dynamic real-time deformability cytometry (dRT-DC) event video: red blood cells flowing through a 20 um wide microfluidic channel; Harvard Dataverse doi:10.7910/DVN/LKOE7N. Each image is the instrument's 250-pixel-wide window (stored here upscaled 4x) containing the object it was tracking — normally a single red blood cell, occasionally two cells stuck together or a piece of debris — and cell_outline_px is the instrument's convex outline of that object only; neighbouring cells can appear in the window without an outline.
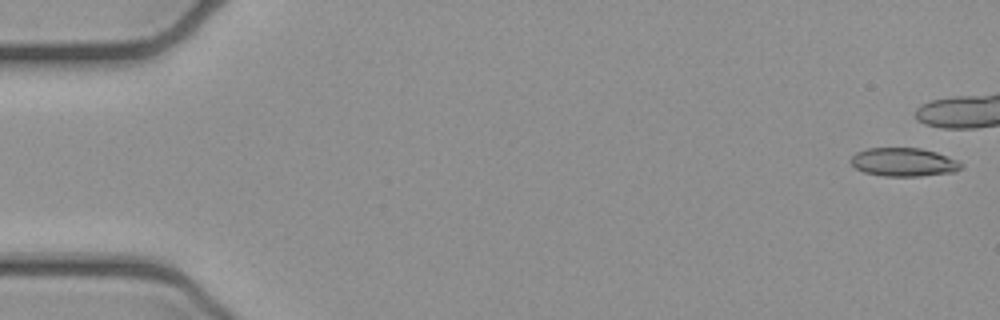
{"species": "common noctule bat (a hibernating species)", "species_latin": "Nyctalus noctula", "temperature_condition": "cold", "stored_images_in_passage": 7, "camera_frame_rate_fps": 3000, "um_per_image_px": 0.085, "animal": {"sex": "female", "body_mass_g": 21.9}, "frame": {"image": 1, "passage_image": 1, "time_ms": 0.0, "image_size_px": [1000, 320], "cell_outline_px": [[964, 164], [956, 172], [920, 176], [884, 176], [864, 172], [856, 168], [852, 164], [852, 156], [856, 152], [868, 148], [920, 148], [936, 152], [956, 160]], "centroid_in_image_um": [76.83, 13.78], "position_along_channel_um": 8.2, "area_um2": 18.21}}